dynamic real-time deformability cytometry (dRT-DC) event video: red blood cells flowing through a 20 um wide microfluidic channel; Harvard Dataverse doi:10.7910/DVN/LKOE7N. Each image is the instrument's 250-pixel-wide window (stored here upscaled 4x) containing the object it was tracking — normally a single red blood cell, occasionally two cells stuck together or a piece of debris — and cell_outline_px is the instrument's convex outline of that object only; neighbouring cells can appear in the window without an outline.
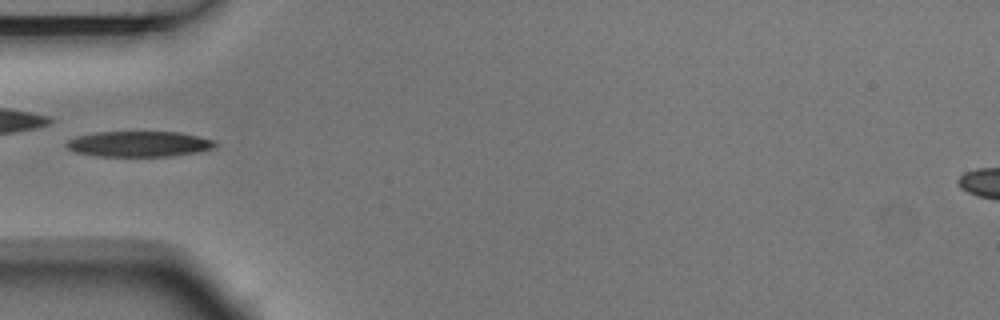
{"species": "Egyptian fruit bat (a non-hibernating species)", "species_latin": "Rousettus aegyptiacus", "temperature_condition": "room temperature", "stored_images_in_passage": 4, "camera_frame_rate_fps": 3000, "um_per_image_px": 0.085, "animal": {"sex": "male"}, "frame": {"image": 1, "passage_image": 3, "time_ms": 0.667, "image_size_px": [1000, 320], "cell_outline_px": [[216, 148], [196, 152], [168, 156], [96, 156], [76, 152], [68, 148], [64, 144], [68, 140], [76, 136], [96, 132], [180, 132], [212, 140], [216, 144]], "centroid_in_image_um": [11.78, 12.23], "position_along_channel_um": 73.2, "area_um2": 22.02}}
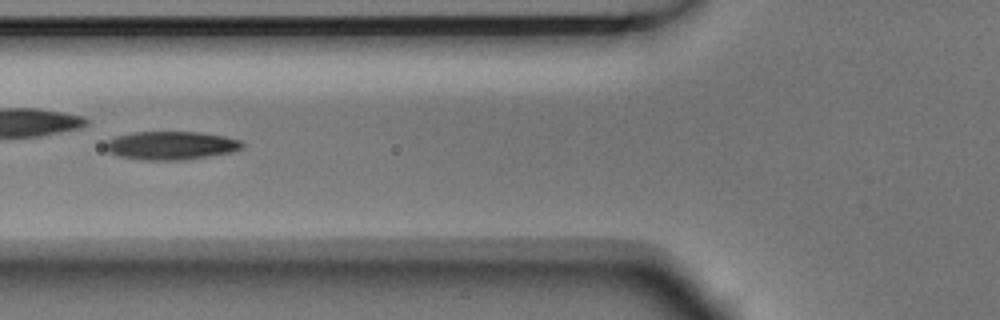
{"frame": {"image": 2, "passage_image": 4, "time_ms": 1.0, "image_size_px": [1000, 320], "cell_outline_px": [[244, 144], [240, 148], [232, 152], [184, 160], [140, 160], [116, 156], [108, 152], [104, 148], [104, 144], [108, 140], [116, 136], [132, 132], [200, 132], [224, 136], [240, 140]], "centroid_in_image_um": [14.47, 12.37], "position_along_channel_um": 111.3, "area_um2": 22.77}}